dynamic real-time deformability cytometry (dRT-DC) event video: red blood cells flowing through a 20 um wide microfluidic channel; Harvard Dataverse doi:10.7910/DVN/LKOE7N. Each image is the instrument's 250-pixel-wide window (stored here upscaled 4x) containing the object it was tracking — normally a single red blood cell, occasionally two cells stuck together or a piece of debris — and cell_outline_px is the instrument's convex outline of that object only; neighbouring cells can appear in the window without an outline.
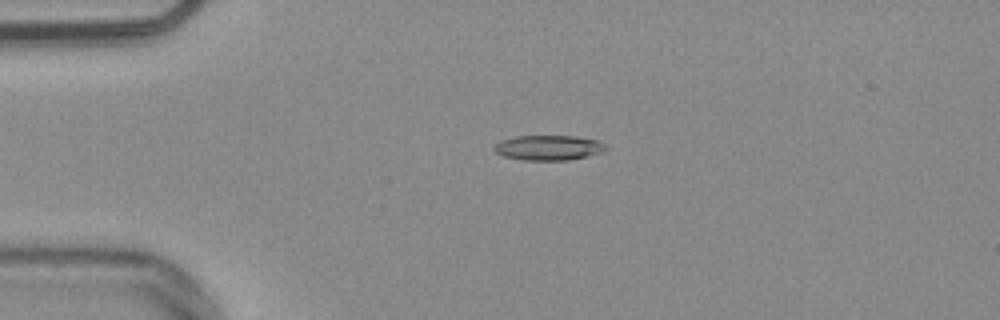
{"species": "common noctule bat (a hibernating species)", "species_latin": "Nyctalus noctula", "temperature_condition": "warm", "stored_images_in_passage": 43, "camera_frame_rate_fps": 3000, "um_per_image_px": 0.085, "animal": {"sex": "male", "body_mass_g": 20.4}, "frame": {"image": 1, "passage_image": 2, "time_ms": 0.333, "image_size_px": [1000, 320], "cell_outline_px": [[608, 148], [600, 152], [588, 156], [568, 160], [524, 160], [504, 156], [496, 152], [492, 148], [492, 144], [500, 140], [516, 136], [576, 136], [596, 140], [604, 144]], "centroid_in_image_um": [46.57, 12.55], "position_along_channel_um": 38.4, "area_um2": 16.3}}
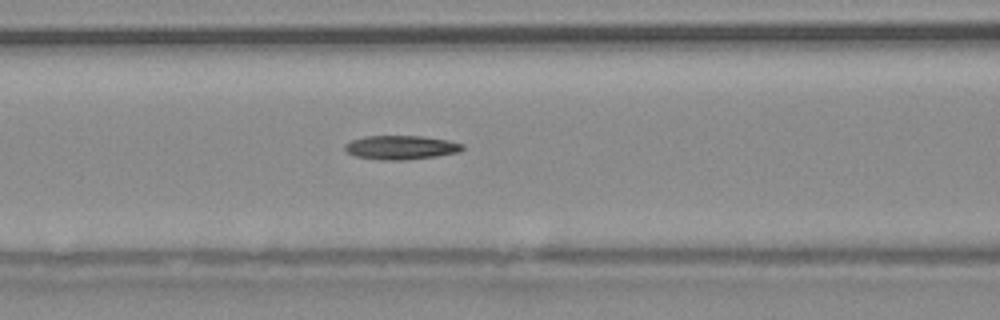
{"frame": {"image": 2, "passage_image": 12, "time_ms": 3.667, "image_size_px": [1000, 320], "cell_outline_px": [[464, 148], [460, 152], [436, 156], [408, 160], [380, 160], [352, 156], [344, 152], [344, 144], [352, 140], [364, 136], [424, 136], [448, 140], [464, 144]], "centroid_in_image_um": [34.05, 12.54], "position_along_channel_um": 132.6, "area_um2": 16.76}}
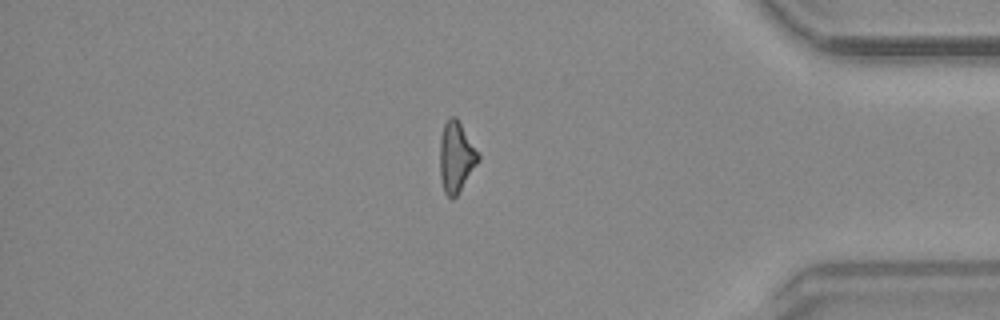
{"frame": {"image": 3, "passage_image": 35, "time_ms": 11.333, "image_size_px": [1000, 320], "cell_outline_px": [[480, 160], [456, 196], [452, 200], [444, 192], [440, 176], [440, 136], [444, 124], [452, 116], [456, 116], [480, 152]], "centroid_in_image_um": [38.79, 13.33], "position_along_channel_um": 396.4, "area_um2": 15.95}, "authors_computed_cell_mechanics": {"area_um2": 16.0106, "velocity_mm_per_s": 3.8212, "shape_relaxation_time_tau1_ms": 10.4263, "shape_relaxation_time_tau2_ms": 4.3641, "deformation_change_tau1": 0.2326, "deformation_change_tau2": 0.1471}}